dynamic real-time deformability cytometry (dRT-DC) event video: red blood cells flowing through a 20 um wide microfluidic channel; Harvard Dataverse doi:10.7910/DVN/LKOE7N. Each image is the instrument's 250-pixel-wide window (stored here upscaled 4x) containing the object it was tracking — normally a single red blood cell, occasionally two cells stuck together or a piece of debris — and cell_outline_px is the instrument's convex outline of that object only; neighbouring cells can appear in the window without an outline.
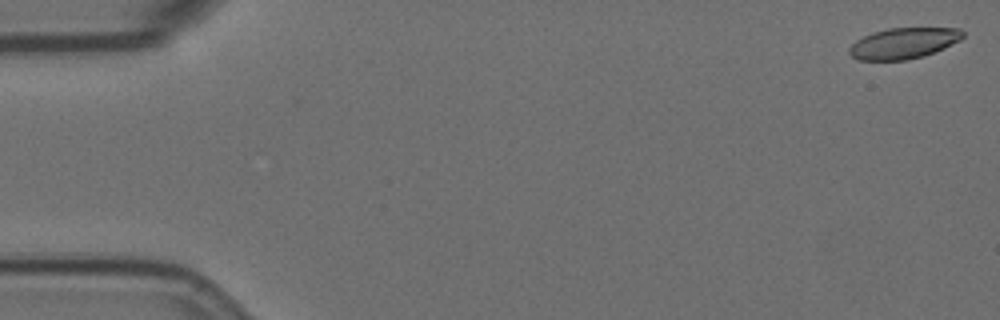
{"species": "Egyptian fruit bat (a non-hibernating species)", "species_latin": "Rousettus aegyptiacus", "temperature_condition": "room temperature", "stored_images_in_passage": 58, "camera_frame_rate_fps": 3000, "um_per_image_px": 0.085, "animal": {"sex": "female"}, "frame": {"image": 1, "passage_image": 1, "time_ms": 0.0, "image_size_px": [1000, 320], "cell_outline_px": [[964, 36], [960, 40], [944, 48], [924, 56], [908, 60], [856, 60], [848, 52], [848, 48], [856, 40], [872, 32], [888, 28], [960, 28], [964, 32]], "centroid_in_image_um": [76.79, 3.68], "position_along_channel_um": 8.2, "area_um2": 20.58}}
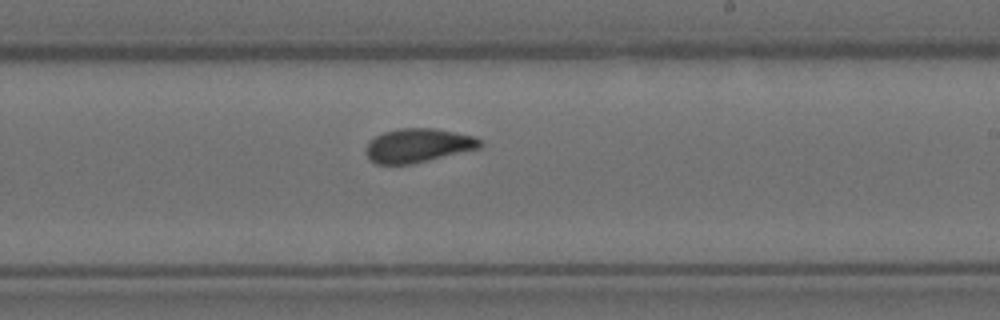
{"frame": {"image": 2, "passage_image": 34, "time_ms": 11.0, "image_size_px": [1000, 320], "cell_outline_px": [[484, 144], [480, 148], [412, 164], [376, 164], [364, 152], [364, 148], [368, 140], [384, 132], [400, 128], [436, 128], [472, 136], [484, 140]], "centroid_in_image_um": [35.53, 12.36], "position_along_channel_um": 253.5, "area_um2": 22.72}}
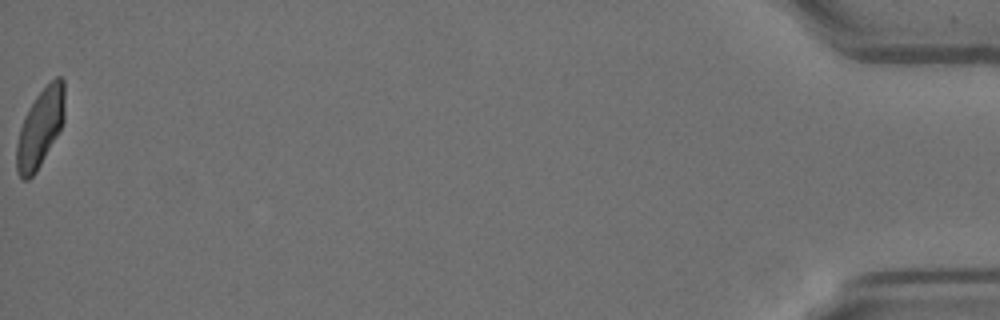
{"frame": {"image": 3, "passage_image": 58, "time_ms": 19.0, "image_size_px": [1000, 320], "cell_outline_px": [[64, 120], [56, 136], [36, 172], [28, 180], [24, 180], [16, 172], [16, 144], [20, 128], [24, 116], [36, 96], [56, 76], [60, 76], [64, 80]], "centroid_in_image_um": [3.4, 10.88], "position_along_channel_um": 431.8, "area_um2": 21.68}, "authors_computed_cell_mechanics": {"area_um2": 22.542, "velocity_mm_per_s": 3.5209, "shape_relaxation_time_tau1_ms": 7.919, "shape_relaxation_time_tau2_ms": 1.7918, "deformation_change_tau1": 0.1825, "deformation_change_tau2": 0.0748}}